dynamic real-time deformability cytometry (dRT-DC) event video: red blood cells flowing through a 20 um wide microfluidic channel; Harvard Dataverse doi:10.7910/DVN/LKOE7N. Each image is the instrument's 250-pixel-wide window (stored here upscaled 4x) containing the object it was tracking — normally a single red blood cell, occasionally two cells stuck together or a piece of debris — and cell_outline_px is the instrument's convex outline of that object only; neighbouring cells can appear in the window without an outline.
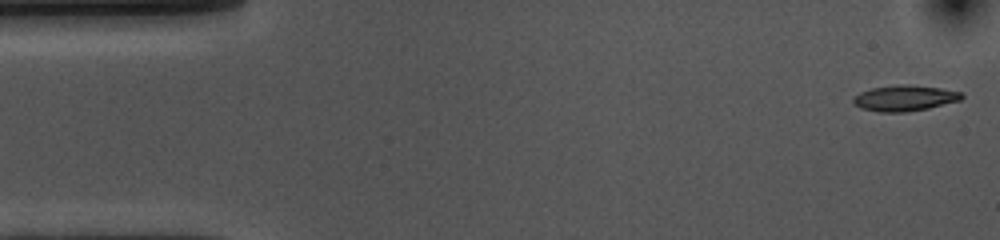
{"species": "common noctule bat (a hibernating species)", "species_latin": "Nyctalus noctula", "temperature_condition": "cold", "stored_images_in_passage": 53, "camera_frame_rate_fps": 3000, "um_per_image_px": 0.085, "animal": {"sex": "female", "body_mass_g": 10.0, "forearm_length_mm": 53.1}, "frame": {"image": 1, "passage_image": 1, "time_ms": 0.0, "image_size_px": [1000, 240], "cell_outline_px": [[964, 96], [960, 100], [928, 108], [904, 112], [880, 112], [860, 108], [852, 100], [852, 96], [860, 92], [872, 88], [900, 84], [904, 84], [940, 88], [960, 92]], "centroid_in_image_um": [76.86, 8.34], "position_along_channel_um": 8.1, "area_um2": 16.13}}
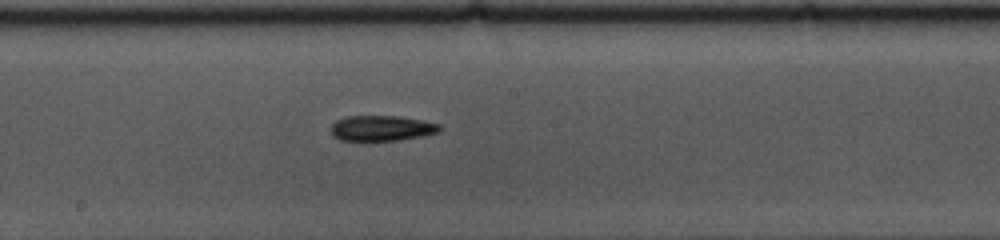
{"frame": {"image": 2, "passage_image": 27, "time_ms": 8.667, "image_size_px": [1000, 240], "cell_outline_px": [[440, 132], [424, 136], [400, 140], [340, 140], [332, 136], [332, 124], [336, 120], [348, 116], [396, 116], [420, 120], [440, 124]], "centroid_in_image_um": [32.45, 10.9], "position_along_channel_um": 215.8, "area_um2": 16.01}}
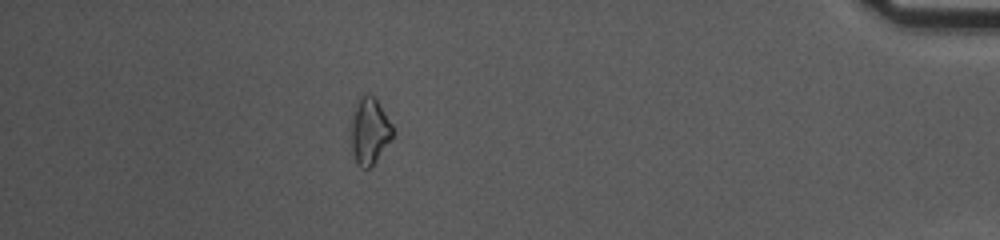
{"frame": {"image": 3, "passage_image": 47, "time_ms": 15.333, "image_size_px": [1000, 240], "cell_outline_px": [[396, 132], [376, 160], [368, 168], [360, 168], [356, 164], [352, 152], [352, 112], [356, 100], [360, 96], [368, 92], [376, 96], [392, 124]], "centroid_in_image_um": [31.42, 11.07], "position_along_channel_um": 403.8, "area_um2": 16.47}, "authors_computed_cell_mechanics": {"area_um2": 16.184, "velocity_mm_per_s": 3.6288, "shape_relaxation_time_tau1_ms": 3.8753, "shape_relaxation_time_tau2_ms": null, "deformation_change_tau1": 0.1276, "deformation_change_tau2": null}}